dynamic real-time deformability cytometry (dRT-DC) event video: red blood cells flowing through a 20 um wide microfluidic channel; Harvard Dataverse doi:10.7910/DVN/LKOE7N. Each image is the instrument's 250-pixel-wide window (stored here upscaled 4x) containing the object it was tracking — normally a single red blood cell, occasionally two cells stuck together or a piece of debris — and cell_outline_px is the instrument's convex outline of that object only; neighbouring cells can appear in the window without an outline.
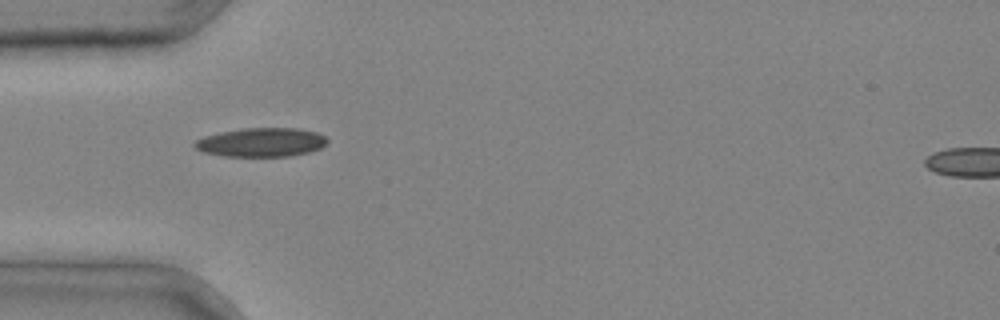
{"species": "common noctule bat (a hibernating species)", "species_latin": "Nyctalus noctula", "temperature_condition": "cold", "stored_images_in_passage": 2, "camera_frame_rate_fps": 3000, "um_per_image_px": 0.085, "animal": {"sex": "male", "body_mass_g": 20.4}, "frame": {"image": 1, "passage_image": 1, "time_ms": 0.0, "image_size_px": [1000, 320], "cell_outline_px": [[328, 144], [320, 148], [308, 152], [288, 156], [224, 156], [204, 152], [196, 148], [192, 144], [196, 140], [204, 136], [220, 132], [244, 128], [300, 128], [316, 132], [324, 136], [328, 140]], "centroid_in_image_um": [22.22, 12.09], "position_along_channel_um": 62.8, "area_um2": 22.31}}